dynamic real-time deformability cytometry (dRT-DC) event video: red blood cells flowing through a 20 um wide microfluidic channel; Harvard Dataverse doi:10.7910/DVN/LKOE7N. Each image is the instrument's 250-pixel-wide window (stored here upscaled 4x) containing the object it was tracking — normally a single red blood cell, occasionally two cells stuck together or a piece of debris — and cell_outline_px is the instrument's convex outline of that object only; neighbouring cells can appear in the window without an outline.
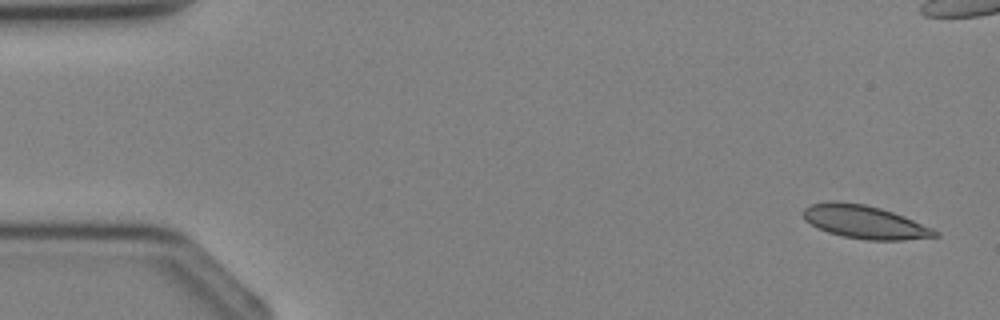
{"species": "Egyptian fruit bat (a non-hibernating species)", "species_latin": "Rousettus aegyptiacus", "temperature_condition": "cold", "stored_images_in_passage": 5, "camera_frame_rate_fps": 3000, "um_per_image_px": 0.085, "animal": {"sex": "female"}, "frame": {"image": 1, "passage_image": 1, "time_ms": 0.0, "image_size_px": [1000, 320], "cell_outline_px": [[940, 236], [904, 240], [868, 240], [844, 236], [828, 232], [804, 220], [804, 208], [812, 204], [828, 200], [836, 200], [864, 204], [880, 208], [904, 216], [932, 228], [940, 232]], "centroid_in_image_um": [73.51, 18.86], "position_along_channel_um": 11.5, "area_um2": 25.37}}
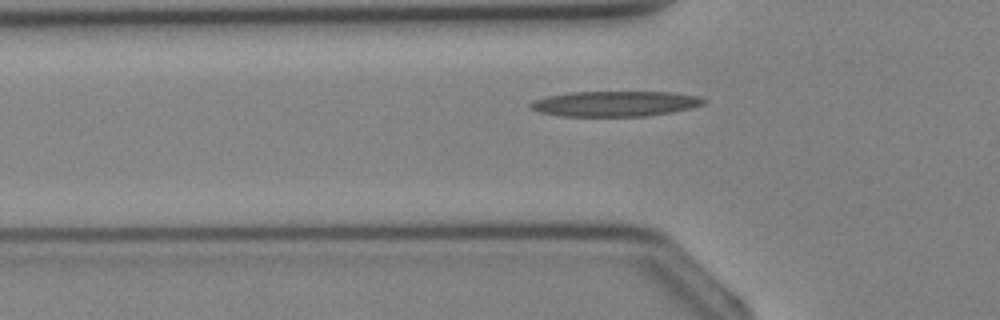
{"frame": {"image": 2, "passage_image": 5, "time_ms": 4.667, "image_size_px": [1000, 320], "cell_outline_px": [[708, 100], [704, 104], [672, 112], [648, 116], [560, 116], [540, 112], [528, 108], [528, 104], [532, 100], [548, 96], [568, 92], [668, 92], [700, 96]], "centroid_in_image_um": [52.25, 8.81], "position_along_channel_um": 73.6, "area_um2": 25.72}}